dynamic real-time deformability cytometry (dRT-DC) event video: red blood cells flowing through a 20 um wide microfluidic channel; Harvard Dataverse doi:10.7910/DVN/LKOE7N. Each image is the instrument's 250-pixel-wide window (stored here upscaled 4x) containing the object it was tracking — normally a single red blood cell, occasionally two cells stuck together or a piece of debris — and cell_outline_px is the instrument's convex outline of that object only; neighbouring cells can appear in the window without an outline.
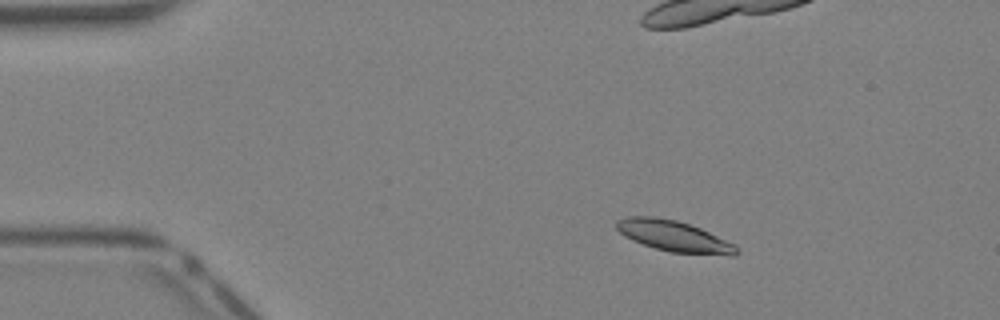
{"species": "Egyptian fruit bat (a non-hibernating species)", "species_latin": "Rousettus aegyptiacus", "temperature_condition": "warm", "stored_images_in_passage": 36, "camera_frame_rate_fps": 3000, "um_per_image_px": 0.085, "animal": {"sex": "female"}, "frame": {"image": 1, "passage_image": 1, "time_ms": 0.0, "image_size_px": [1000, 320], "cell_outline_px": [[740, 252], [736, 256], [728, 256], [672, 252], [656, 248], [632, 240], [624, 236], [616, 228], [616, 220], [628, 216], [656, 216], [676, 220], [700, 228], [736, 244], [740, 248]], "centroid_in_image_um": [57.34, 20.08], "position_along_channel_um": 27.7, "area_um2": 21.85}}